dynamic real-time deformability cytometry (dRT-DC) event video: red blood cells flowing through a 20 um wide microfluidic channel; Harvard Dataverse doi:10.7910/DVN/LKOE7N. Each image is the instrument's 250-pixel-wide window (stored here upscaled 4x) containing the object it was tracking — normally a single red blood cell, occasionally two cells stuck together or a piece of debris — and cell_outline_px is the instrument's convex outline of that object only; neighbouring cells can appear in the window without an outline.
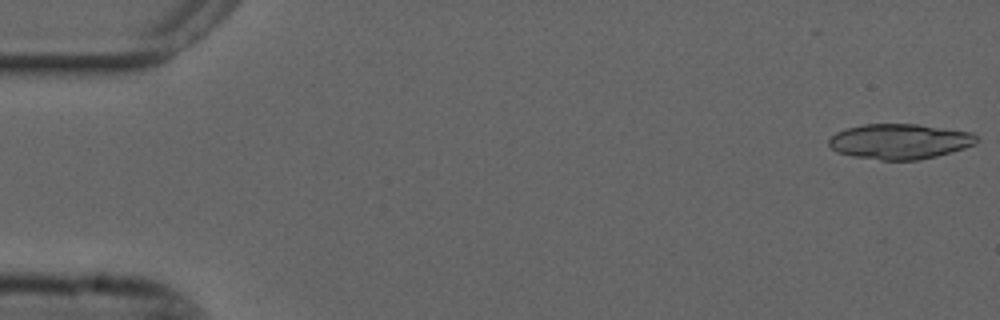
{"species": "common noctule bat (a hibernating species)", "species_latin": "Nyctalus noctula", "temperature_condition": "cold", "stored_images_in_passage": 54, "segment_of_instrument_passage": [1, 2], "camera_frame_rate_fps": 3000, "um_per_image_px": 0.085, "animal": {"sex": "male", "forearm_length_mm": 52.5}, "frame": {"image": 1, "passage_image": 1, "time_ms": 0.0, "image_size_px": [1000, 320], "cell_outline_px": [[980, 140], [976, 144], [964, 148], [936, 156], [920, 160], [880, 160], [852, 156], [836, 152], [828, 144], [828, 140], [836, 132], [848, 128], [864, 124], [916, 124], [972, 132]], "centroid_in_image_um": [76.48, 12.02], "position_along_channel_um": 8.5, "area_um2": 30.4}}